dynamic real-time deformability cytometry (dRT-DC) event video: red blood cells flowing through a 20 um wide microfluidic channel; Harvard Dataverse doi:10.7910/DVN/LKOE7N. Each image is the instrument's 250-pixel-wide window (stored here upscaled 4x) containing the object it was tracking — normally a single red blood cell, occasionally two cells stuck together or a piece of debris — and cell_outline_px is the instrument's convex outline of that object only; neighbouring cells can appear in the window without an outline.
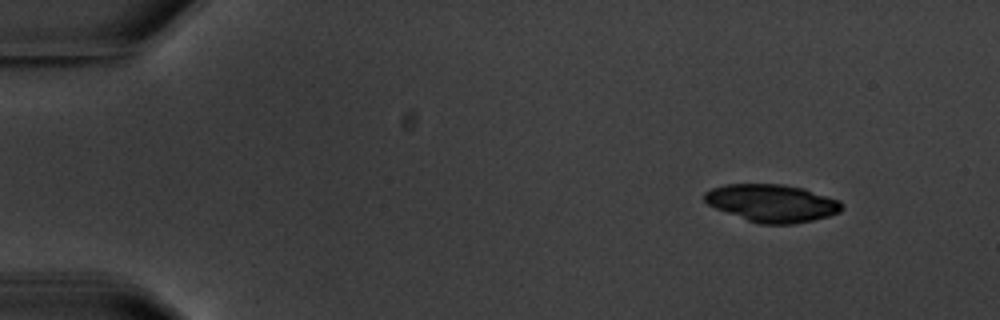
{"species": "common noctule bat (a hibernating species)", "species_latin": "Nyctalus noctula", "temperature_condition": "warm", "stored_images_in_passage": 4, "camera_frame_rate_fps": 3000, "um_per_image_px": 0.085, "animal": {"sex": "male", "body_mass_g": 20.1, "forearm_length_mm": 53.5}, "frame": {"image": 1, "passage_image": 1, "time_ms": 0.0, "image_size_px": [1000, 320], "cell_outline_px": [[840, 212], [828, 216], [812, 220], [792, 224], [760, 224], [748, 220], [716, 208], [708, 204], [704, 200], [704, 192], [712, 188], [724, 184], [784, 184], [804, 188], [840, 200]], "centroid_in_image_um": [65.61, 17.25], "position_along_channel_um": 19.4, "area_um2": 29.88}}